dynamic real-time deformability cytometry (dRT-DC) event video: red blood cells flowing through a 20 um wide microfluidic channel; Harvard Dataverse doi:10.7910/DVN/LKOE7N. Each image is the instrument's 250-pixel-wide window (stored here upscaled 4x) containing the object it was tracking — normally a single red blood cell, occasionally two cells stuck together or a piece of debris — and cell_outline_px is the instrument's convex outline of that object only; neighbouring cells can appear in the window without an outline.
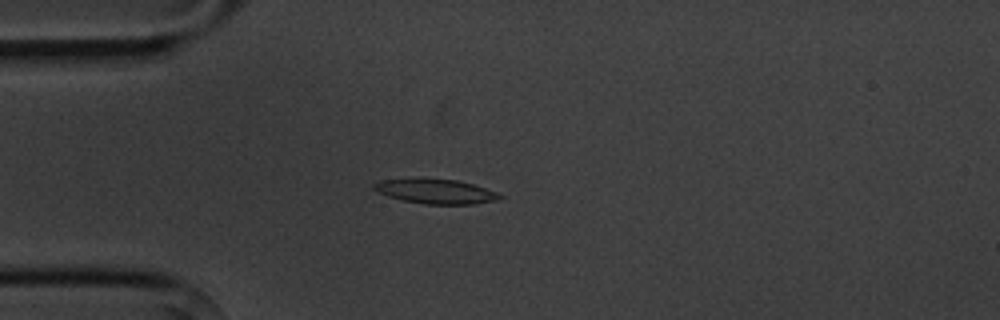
{"species": "common noctule bat (a hibernating species)", "species_latin": "Nyctalus noctula", "temperature_condition": "cold", "stored_images_in_passage": 5, "camera_frame_rate_fps": 3000, "um_per_image_px": 0.085, "animal": {"sex": "male", "body_mass_g": 20.1, "forearm_length_mm": 53.5}, "frame": {"image": 1, "passage_image": 5, "time_ms": 4.333, "image_size_px": [1000, 320], "cell_outline_px": [[504, 196], [496, 200], [472, 204], [424, 204], [404, 200], [388, 196], [376, 192], [372, 188], [372, 184], [380, 180], [420, 176], [456, 180], [472, 184], [496, 192]], "centroid_in_image_um": [36.94, 16.23], "position_along_channel_um": 48.1, "area_um2": 18.5}}